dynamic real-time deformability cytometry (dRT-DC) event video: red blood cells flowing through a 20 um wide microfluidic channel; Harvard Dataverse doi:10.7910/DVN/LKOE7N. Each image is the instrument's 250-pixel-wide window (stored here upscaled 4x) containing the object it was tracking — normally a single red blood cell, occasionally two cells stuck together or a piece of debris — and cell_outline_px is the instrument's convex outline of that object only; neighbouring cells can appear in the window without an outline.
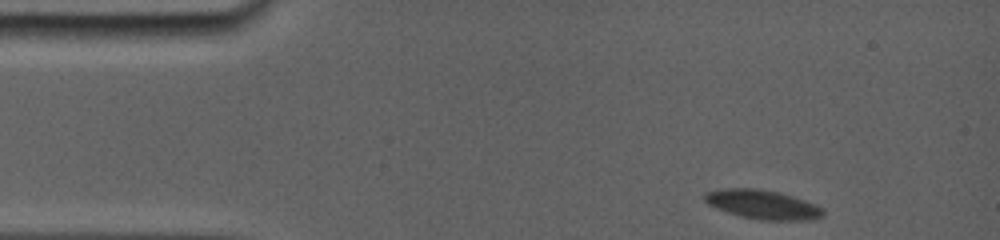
{"species": "common noctule bat (a hibernating species)", "species_latin": "Nyctalus noctula", "temperature_condition": "room temperature", "stored_images_in_passage": 37, "camera_frame_rate_fps": 5000, "um_per_image_px": 0.085, "animal": {"sex": "female", "body_mass_g": 19.0, "forearm_length_mm": 56.7}, "frame": {"image": 1, "passage_image": 1, "time_ms": 0.0, "image_size_px": [1000, 240], "cell_outline_px": [[824, 216], [812, 220], [760, 220], [740, 216], [716, 208], [708, 204], [704, 200], [704, 192], [724, 188], [756, 188], [780, 192], [816, 204], [824, 208]], "centroid_in_image_um": [64.84, 17.38], "position_along_channel_um": 20.2, "area_um2": 20.29}}
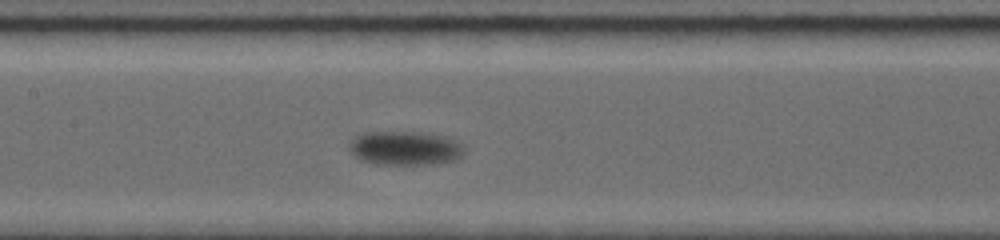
{"frame": {"image": 2, "passage_image": 16, "time_ms": 6.6, "image_size_px": [1000, 240], "cell_outline_px": [[464, 152], [460, 156], [452, 160], [432, 164], [376, 164], [360, 160], [352, 152], [352, 144], [360, 136], [380, 132], [392, 132], [432, 136], [444, 140], [460, 148]], "centroid_in_image_um": [34.33, 12.67], "position_along_channel_um": 173.1, "area_um2": 20.52}}
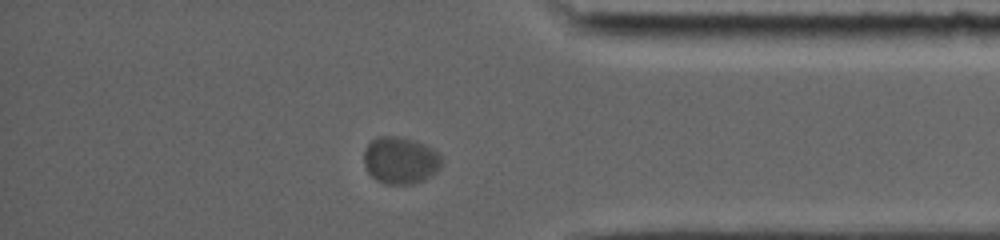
{"frame": {"image": 3, "passage_image": 32, "time_ms": 13.4, "image_size_px": [1000, 240], "cell_outline_px": [[444, 164], [436, 172], [412, 184], [384, 184], [376, 180], [368, 172], [364, 164], [364, 152], [368, 144], [376, 136], [396, 136], [416, 140], [440, 152]], "centroid_in_image_um": [34.05, 13.61], "position_along_channel_um": 401.2, "area_um2": 21.5}, "authors_computed_cell_mechanics": {"area_um2": 20.5768, "velocity_mm_per_s": 3.4391, "shape_relaxation_time_tau1_ms": 6.4537, "shape_relaxation_time_tau2_ms": null, "deformation_change_tau1": 0.1281, "deformation_change_tau2": null}}